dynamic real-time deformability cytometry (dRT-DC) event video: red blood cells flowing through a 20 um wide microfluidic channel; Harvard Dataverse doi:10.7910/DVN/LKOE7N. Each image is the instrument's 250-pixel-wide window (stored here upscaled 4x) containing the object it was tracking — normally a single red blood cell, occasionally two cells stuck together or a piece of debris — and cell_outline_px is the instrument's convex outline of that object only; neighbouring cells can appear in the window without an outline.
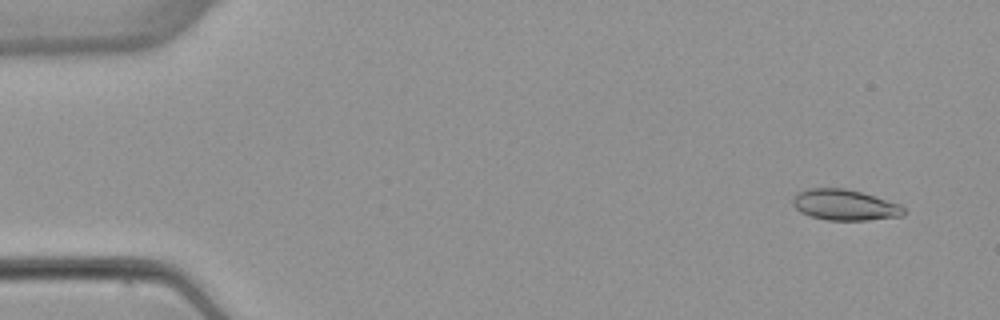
{"species": "common noctule bat (a hibernating species)", "species_latin": "Nyctalus noctula", "temperature_condition": "warm", "stored_images_in_passage": 7, "camera_frame_rate_fps": 3000, "um_per_image_px": 0.085, "animal": {"sex": "female", "body_mass_g": 22.7, "forearm_length_mm": 54.2}, "frame": {"image": 1, "passage_image": 2, "time_ms": 1.0, "image_size_px": [1000, 320], "cell_outline_px": [[904, 216], [868, 220], [828, 220], [812, 216], [800, 212], [792, 204], [792, 196], [808, 188], [844, 188], [860, 192], [900, 204], [904, 208]], "centroid_in_image_um": [71.79, 17.42], "position_along_channel_um": 13.2, "area_um2": 19.83}}
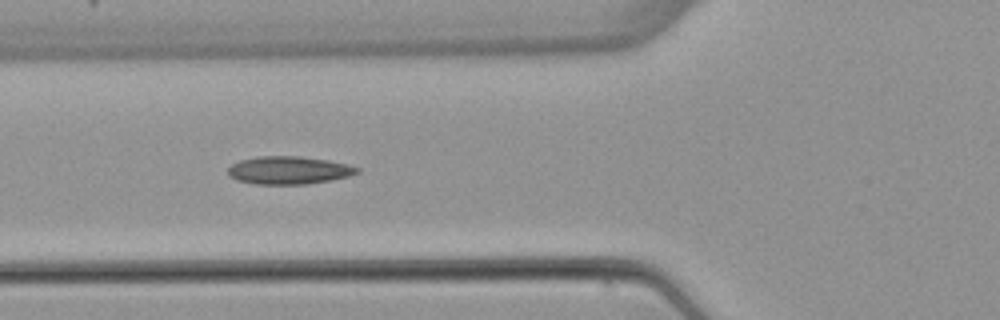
{"frame": {"image": 2, "passage_image": 5, "time_ms": 6.333, "image_size_px": [1000, 320], "cell_outline_px": [[360, 172], [348, 176], [332, 180], [308, 184], [256, 184], [236, 180], [228, 176], [228, 168], [232, 164], [240, 160], [256, 156], [300, 156], [328, 160], [348, 164], [360, 168]], "centroid_in_image_um": [24.55, 14.47], "position_along_channel_um": 101.3, "area_um2": 21.15}}
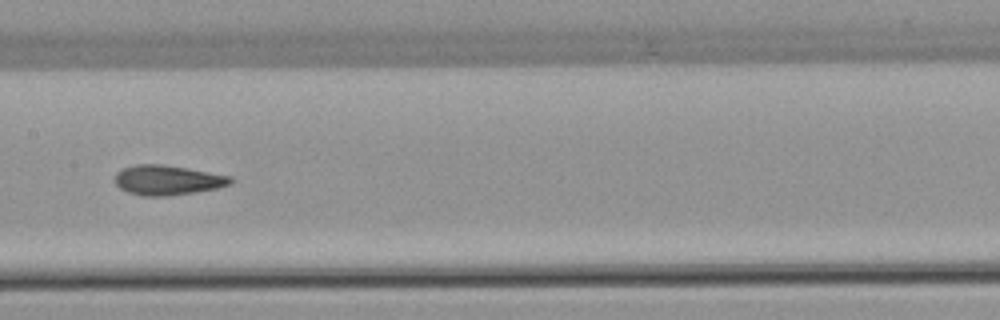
{"frame": {"image": 3, "passage_image": 7, "time_ms": 8.667, "image_size_px": [1000, 320], "cell_outline_px": [[236, 180], [232, 184], [216, 188], [196, 192], [168, 196], [144, 196], [128, 192], [120, 188], [112, 180], [116, 172], [120, 168], [136, 164], [160, 164], [188, 168], [232, 176]], "centroid_in_image_um": [14.23, 15.3], "position_along_channel_um": 193.2, "area_um2": 20.46}}